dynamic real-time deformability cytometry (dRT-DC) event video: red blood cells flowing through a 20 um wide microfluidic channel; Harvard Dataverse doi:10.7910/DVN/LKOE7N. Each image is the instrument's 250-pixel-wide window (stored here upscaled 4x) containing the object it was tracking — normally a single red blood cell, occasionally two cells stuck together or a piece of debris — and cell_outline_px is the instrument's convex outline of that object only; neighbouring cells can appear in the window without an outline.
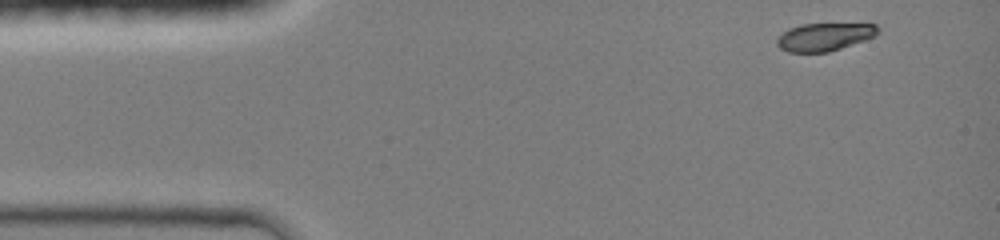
{"species": "common noctule bat (a hibernating species)", "species_latin": "Nyctalus noctula", "temperature_condition": "room temperature", "stored_images_in_passage": 35, "camera_frame_rate_fps": 3000, "um_per_image_px": 0.085, "animal": {"sex": "female", "body_mass_g": 19.0, "forearm_length_mm": 51.5}, "frame": {"image": 1, "passage_image": 1, "time_ms": 0.0, "image_size_px": [1000, 240], "cell_outline_px": [[880, 32], [876, 36], [828, 52], [788, 52], [780, 48], [776, 44], [776, 40], [788, 28], [800, 24], [876, 24], [880, 28]], "centroid_in_image_um": [70.09, 3.13], "position_along_channel_um": 14.9, "area_um2": 16.36}}
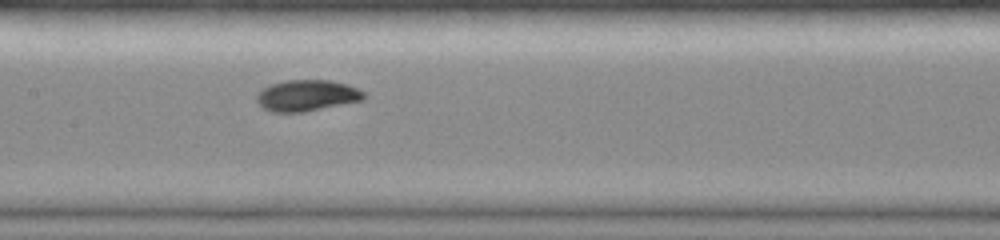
{"frame": {"image": 2, "passage_image": 16, "time_ms": 6.0, "image_size_px": [1000, 240], "cell_outline_px": [[368, 96], [364, 100], [304, 112], [272, 112], [264, 108], [256, 100], [256, 96], [264, 88], [272, 84], [288, 80], [328, 80], [348, 84], [364, 92]], "centroid_in_image_um": [26.13, 8.12], "position_along_channel_um": 181.3, "area_um2": 19.42}}
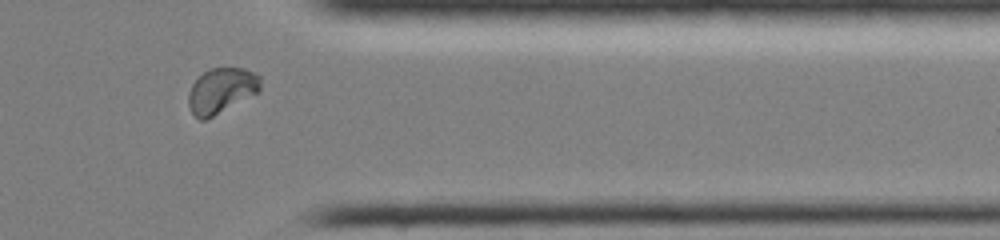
{"frame": {"image": 3, "passage_image": 29, "time_ms": 11.0, "image_size_px": [1000, 240], "cell_outline_px": [[260, 92], [204, 120], [200, 120], [192, 112], [188, 104], [188, 92], [192, 84], [208, 68], [244, 68], [260, 76]], "centroid_in_image_um": [18.82, 7.69], "position_along_channel_um": 392.6, "area_um2": 18.84}, "authors_computed_cell_mechanics": {"area_um2": 18.6116, "velocity_mm_per_s": 4.2544, "shape_relaxation_time_tau1_ms": 3.406, "shape_relaxation_time_tau2_ms": null, "deformation_change_tau1": 0.1523, "deformation_change_tau2": null}}